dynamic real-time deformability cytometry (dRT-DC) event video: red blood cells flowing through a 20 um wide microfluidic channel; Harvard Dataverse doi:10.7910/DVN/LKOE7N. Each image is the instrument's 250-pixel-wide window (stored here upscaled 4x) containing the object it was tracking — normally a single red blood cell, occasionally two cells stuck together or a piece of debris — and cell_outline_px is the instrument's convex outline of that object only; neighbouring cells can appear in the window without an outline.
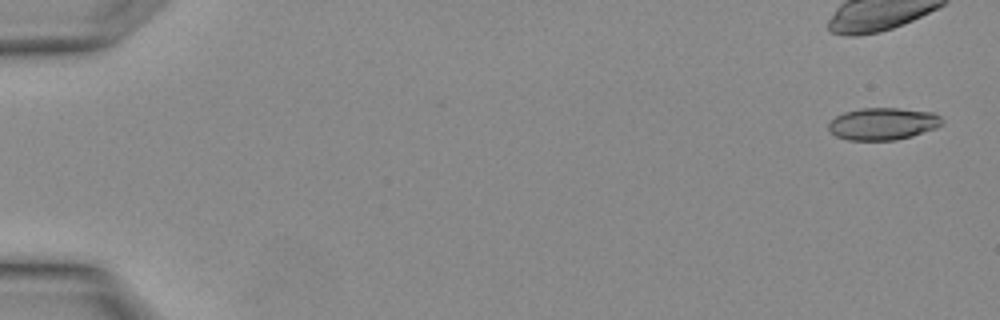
{"species": "Egyptian fruit bat (a non-hibernating species)", "species_latin": "Rousettus aegyptiacus", "temperature_condition": "warm", "stored_images_in_passage": 2, "camera_frame_rate_fps": 3000, "um_per_image_px": 0.085, "animal": {"sex": "female"}, "frame": {"image": 1, "passage_image": 1, "time_ms": 0.0, "image_size_px": [1000, 320], "cell_outline_px": [[944, 120], [936, 128], [912, 136], [896, 140], [848, 140], [836, 136], [828, 128], [828, 124], [836, 116], [844, 112], [860, 108], [900, 108], [932, 112], [940, 116]], "centroid_in_image_um": [75.05, 10.52], "position_along_channel_um": 9.9, "area_um2": 21.27}}